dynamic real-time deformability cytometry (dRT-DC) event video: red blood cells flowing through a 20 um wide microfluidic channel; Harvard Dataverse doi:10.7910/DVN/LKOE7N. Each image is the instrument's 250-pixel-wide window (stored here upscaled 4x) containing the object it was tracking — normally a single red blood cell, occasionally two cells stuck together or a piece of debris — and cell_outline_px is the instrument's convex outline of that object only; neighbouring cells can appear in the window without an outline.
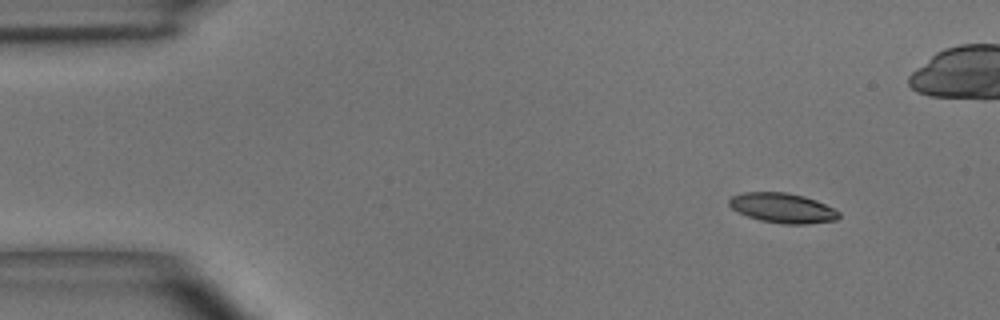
{"species": "common noctule bat (a hibernating species)", "species_latin": "Nyctalus noctula", "temperature_condition": "room temperature", "stored_images_in_passage": 14, "camera_frame_rate_fps": 3000, "um_per_image_px": 0.085, "animal": {"sex": "male", "body_mass_g": 15.6}, "frame": {"image": 1, "passage_image": 5, "time_ms": 1.333, "image_size_px": [1000, 320], "cell_outline_px": [[840, 216], [836, 220], [808, 224], [784, 224], [760, 220], [748, 216], [732, 208], [728, 204], [728, 200], [732, 196], [744, 192], [784, 192], [804, 196], [816, 200], [840, 212]], "centroid_in_image_um": [66.52, 17.68], "position_along_channel_um": 18.5, "area_um2": 18.96}}
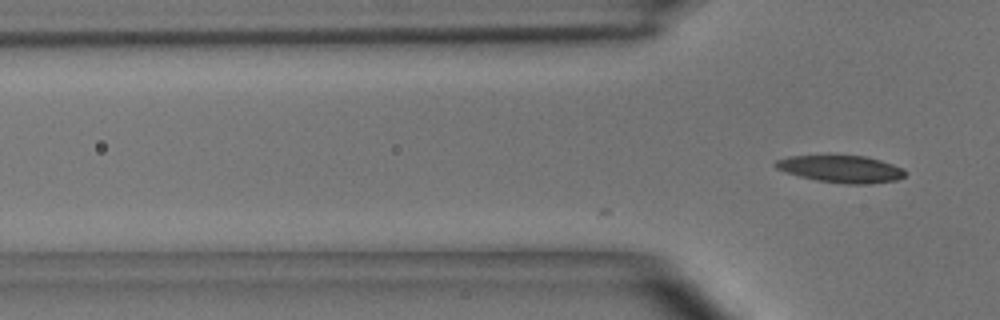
{"frame": {"image": 2, "passage_image": 14, "time_ms": 4.333, "image_size_px": [1000, 320], "cell_outline_px": [[908, 172], [904, 176], [896, 180], [872, 184], [844, 184], [816, 180], [800, 176], [776, 168], [772, 164], [776, 160], [788, 156], [828, 152], [864, 156], [880, 160], [904, 168]], "centroid_in_image_um": [71.46, 14.31], "position_along_channel_um": 54.3, "area_um2": 21.56}}